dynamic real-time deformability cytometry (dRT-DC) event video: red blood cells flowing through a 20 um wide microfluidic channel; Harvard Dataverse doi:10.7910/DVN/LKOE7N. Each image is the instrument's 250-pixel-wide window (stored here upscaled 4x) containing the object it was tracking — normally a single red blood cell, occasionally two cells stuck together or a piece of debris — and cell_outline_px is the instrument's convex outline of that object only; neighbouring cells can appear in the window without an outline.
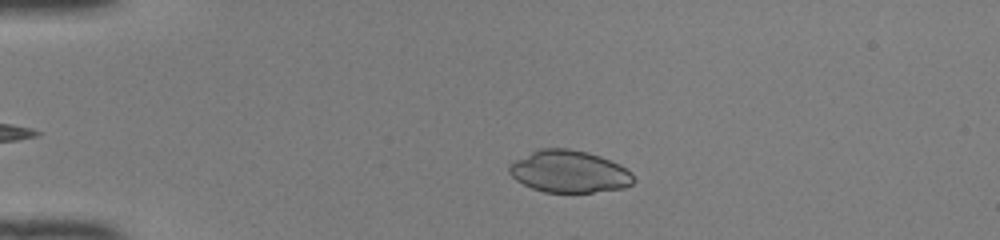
{"species": "common noctule bat (a hibernating species)", "species_latin": "Nyctalus noctula", "temperature_condition": "room temperature", "stored_images_in_passage": 45, "camera_frame_rate_fps": 3000, "um_per_image_px": 0.085, "animal": {"sex": "female", "body_mass_g": 22.0, "forearm_length_mm": 56.7}, "frame": {"image": 1, "passage_image": 7, "time_ms": 2.0, "image_size_px": [1000, 240], "cell_outline_px": [[636, 180], [632, 184], [624, 188], [592, 192], [544, 192], [532, 188], [516, 180], [508, 172], [508, 164], [540, 148], [568, 148], [588, 152], [600, 156], [620, 164], [632, 172]], "centroid_in_image_um": [48.41, 14.58], "position_along_channel_um": 36.6, "area_um2": 30.63}}
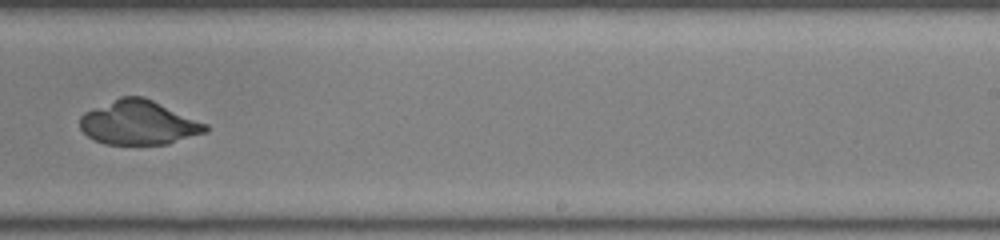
{"frame": {"image": 2, "passage_image": 28, "time_ms": 9.0, "image_size_px": [1000, 240], "cell_outline_px": [[208, 132], [168, 144], [104, 144], [88, 136], [80, 128], [80, 116], [84, 112], [120, 96], [144, 96], [208, 124]], "centroid_in_image_um": [11.8, 10.42], "position_along_channel_um": 277.2, "area_um2": 32.43}}
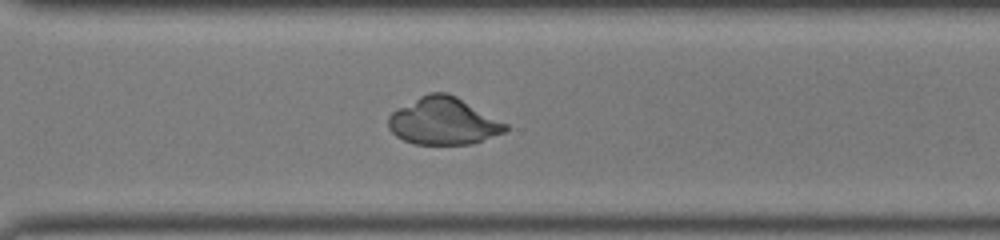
{"frame": {"image": 3, "passage_image": 32, "time_ms": 10.333, "image_size_px": [1000, 240], "cell_outline_px": [[508, 128], [504, 132], [472, 144], [416, 144], [404, 140], [396, 136], [388, 128], [388, 116], [392, 112], [420, 96], [428, 92], [448, 92], [456, 96], [508, 124]], "centroid_in_image_um": [37.68, 10.3], "position_along_channel_um": 332.9, "area_um2": 32.02}}